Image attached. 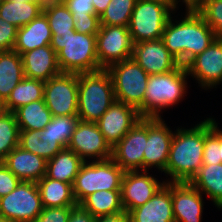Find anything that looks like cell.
<instances>
[{"mask_svg": "<svg viewBox=\"0 0 222 222\" xmlns=\"http://www.w3.org/2000/svg\"><path fill=\"white\" fill-rule=\"evenodd\" d=\"M172 21L170 17L161 39L181 65L186 66L217 38L194 7H186V15L181 21Z\"/></svg>", "mask_w": 222, "mask_h": 222, "instance_id": "6da1fadb", "label": "cell"}, {"mask_svg": "<svg viewBox=\"0 0 222 222\" xmlns=\"http://www.w3.org/2000/svg\"><path fill=\"white\" fill-rule=\"evenodd\" d=\"M205 119L193 128H178L173 135L165 174L168 182H190L203 165Z\"/></svg>", "mask_w": 222, "mask_h": 222, "instance_id": "7a4b0ae2", "label": "cell"}, {"mask_svg": "<svg viewBox=\"0 0 222 222\" xmlns=\"http://www.w3.org/2000/svg\"><path fill=\"white\" fill-rule=\"evenodd\" d=\"M50 46L57 53L62 73H86L102 69L98 64L96 35L77 31L52 35Z\"/></svg>", "mask_w": 222, "mask_h": 222, "instance_id": "3957f363", "label": "cell"}, {"mask_svg": "<svg viewBox=\"0 0 222 222\" xmlns=\"http://www.w3.org/2000/svg\"><path fill=\"white\" fill-rule=\"evenodd\" d=\"M112 77L107 69L78 74V117L97 122L115 102Z\"/></svg>", "mask_w": 222, "mask_h": 222, "instance_id": "277c9868", "label": "cell"}, {"mask_svg": "<svg viewBox=\"0 0 222 222\" xmlns=\"http://www.w3.org/2000/svg\"><path fill=\"white\" fill-rule=\"evenodd\" d=\"M79 120L78 115L52 116L51 121L41 131L20 130L19 146L46 160L52 159L68 147Z\"/></svg>", "mask_w": 222, "mask_h": 222, "instance_id": "5b68a950", "label": "cell"}, {"mask_svg": "<svg viewBox=\"0 0 222 222\" xmlns=\"http://www.w3.org/2000/svg\"><path fill=\"white\" fill-rule=\"evenodd\" d=\"M188 72L179 65L173 71L149 75L143 99V118H161L163 108L177 104L186 93Z\"/></svg>", "mask_w": 222, "mask_h": 222, "instance_id": "8992f818", "label": "cell"}, {"mask_svg": "<svg viewBox=\"0 0 222 222\" xmlns=\"http://www.w3.org/2000/svg\"><path fill=\"white\" fill-rule=\"evenodd\" d=\"M124 173L112 159L83 162L72 185L77 204L96 191L121 190Z\"/></svg>", "mask_w": 222, "mask_h": 222, "instance_id": "52a82bcc", "label": "cell"}, {"mask_svg": "<svg viewBox=\"0 0 222 222\" xmlns=\"http://www.w3.org/2000/svg\"><path fill=\"white\" fill-rule=\"evenodd\" d=\"M107 70L112 77L115 99L135 107L143 118V99L149 75L132 58L116 62Z\"/></svg>", "mask_w": 222, "mask_h": 222, "instance_id": "ba28073f", "label": "cell"}, {"mask_svg": "<svg viewBox=\"0 0 222 222\" xmlns=\"http://www.w3.org/2000/svg\"><path fill=\"white\" fill-rule=\"evenodd\" d=\"M171 10L158 2L137 0L128 25L134 44L161 39Z\"/></svg>", "mask_w": 222, "mask_h": 222, "instance_id": "9c48e42d", "label": "cell"}, {"mask_svg": "<svg viewBox=\"0 0 222 222\" xmlns=\"http://www.w3.org/2000/svg\"><path fill=\"white\" fill-rule=\"evenodd\" d=\"M42 209L36 182L21 181L8 195L0 197V216L11 222H33Z\"/></svg>", "mask_w": 222, "mask_h": 222, "instance_id": "30bf717a", "label": "cell"}, {"mask_svg": "<svg viewBox=\"0 0 222 222\" xmlns=\"http://www.w3.org/2000/svg\"><path fill=\"white\" fill-rule=\"evenodd\" d=\"M44 101L52 116L78 115V74L61 72L46 81Z\"/></svg>", "mask_w": 222, "mask_h": 222, "instance_id": "8fae6325", "label": "cell"}, {"mask_svg": "<svg viewBox=\"0 0 222 222\" xmlns=\"http://www.w3.org/2000/svg\"><path fill=\"white\" fill-rule=\"evenodd\" d=\"M98 64L102 69L132 57L134 41L128 27L100 26L96 35Z\"/></svg>", "mask_w": 222, "mask_h": 222, "instance_id": "7c38bea8", "label": "cell"}, {"mask_svg": "<svg viewBox=\"0 0 222 222\" xmlns=\"http://www.w3.org/2000/svg\"><path fill=\"white\" fill-rule=\"evenodd\" d=\"M147 137V118H141L112 148L111 159L124 172L142 171Z\"/></svg>", "mask_w": 222, "mask_h": 222, "instance_id": "4fadbf2b", "label": "cell"}, {"mask_svg": "<svg viewBox=\"0 0 222 222\" xmlns=\"http://www.w3.org/2000/svg\"><path fill=\"white\" fill-rule=\"evenodd\" d=\"M67 148L77 154L84 162L88 158L96 157V161H101L111 159L112 156V148L106 142L95 122L79 120Z\"/></svg>", "mask_w": 222, "mask_h": 222, "instance_id": "5bb4252c", "label": "cell"}, {"mask_svg": "<svg viewBox=\"0 0 222 222\" xmlns=\"http://www.w3.org/2000/svg\"><path fill=\"white\" fill-rule=\"evenodd\" d=\"M161 118H147V145L144 149L143 170L153 166L164 172L174 133Z\"/></svg>", "mask_w": 222, "mask_h": 222, "instance_id": "9a60e30c", "label": "cell"}, {"mask_svg": "<svg viewBox=\"0 0 222 222\" xmlns=\"http://www.w3.org/2000/svg\"><path fill=\"white\" fill-rule=\"evenodd\" d=\"M141 118L135 107L115 100L96 123L113 148Z\"/></svg>", "mask_w": 222, "mask_h": 222, "instance_id": "2e32d148", "label": "cell"}, {"mask_svg": "<svg viewBox=\"0 0 222 222\" xmlns=\"http://www.w3.org/2000/svg\"><path fill=\"white\" fill-rule=\"evenodd\" d=\"M148 170L124 173L121 185V203L124 211L138 208L149 201L165 184L148 175Z\"/></svg>", "mask_w": 222, "mask_h": 222, "instance_id": "e0dca14e", "label": "cell"}, {"mask_svg": "<svg viewBox=\"0 0 222 222\" xmlns=\"http://www.w3.org/2000/svg\"><path fill=\"white\" fill-rule=\"evenodd\" d=\"M188 75L196 78L202 88H213L222 82V38H216L187 65Z\"/></svg>", "mask_w": 222, "mask_h": 222, "instance_id": "ac0fdd59", "label": "cell"}, {"mask_svg": "<svg viewBox=\"0 0 222 222\" xmlns=\"http://www.w3.org/2000/svg\"><path fill=\"white\" fill-rule=\"evenodd\" d=\"M134 59L148 75L162 74L176 69L180 63L165 47L162 39L134 44Z\"/></svg>", "mask_w": 222, "mask_h": 222, "instance_id": "d6986e66", "label": "cell"}, {"mask_svg": "<svg viewBox=\"0 0 222 222\" xmlns=\"http://www.w3.org/2000/svg\"><path fill=\"white\" fill-rule=\"evenodd\" d=\"M171 190L175 222H201L203 197L189 182H165Z\"/></svg>", "mask_w": 222, "mask_h": 222, "instance_id": "ffe728a7", "label": "cell"}, {"mask_svg": "<svg viewBox=\"0 0 222 222\" xmlns=\"http://www.w3.org/2000/svg\"><path fill=\"white\" fill-rule=\"evenodd\" d=\"M2 162L20 181L37 183L46 174L47 160L20 146L14 148Z\"/></svg>", "mask_w": 222, "mask_h": 222, "instance_id": "44dd1931", "label": "cell"}, {"mask_svg": "<svg viewBox=\"0 0 222 222\" xmlns=\"http://www.w3.org/2000/svg\"><path fill=\"white\" fill-rule=\"evenodd\" d=\"M21 58L25 77L46 82L61 73L57 53L50 45L22 53Z\"/></svg>", "mask_w": 222, "mask_h": 222, "instance_id": "7402d4cb", "label": "cell"}, {"mask_svg": "<svg viewBox=\"0 0 222 222\" xmlns=\"http://www.w3.org/2000/svg\"><path fill=\"white\" fill-rule=\"evenodd\" d=\"M128 215L130 222H175L171 190L164 184L149 201Z\"/></svg>", "mask_w": 222, "mask_h": 222, "instance_id": "603a6c76", "label": "cell"}, {"mask_svg": "<svg viewBox=\"0 0 222 222\" xmlns=\"http://www.w3.org/2000/svg\"><path fill=\"white\" fill-rule=\"evenodd\" d=\"M52 32L44 13L33 19L29 24L17 29L16 42L13 50L20 55L45 45H50Z\"/></svg>", "mask_w": 222, "mask_h": 222, "instance_id": "cb8c5ba5", "label": "cell"}, {"mask_svg": "<svg viewBox=\"0 0 222 222\" xmlns=\"http://www.w3.org/2000/svg\"><path fill=\"white\" fill-rule=\"evenodd\" d=\"M24 77L21 55L15 50L0 51V99L5 102Z\"/></svg>", "mask_w": 222, "mask_h": 222, "instance_id": "d4e9b609", "label": "cell"}, {"mask_svg": "<svg viewBox=\"0 0 222 222\" xmlns=\"http://www.w3.org/2000/svg\"><path fill=\"white\" fill-rule=\"evenodd\" d=\"M37 186L44 208L75 207L78 205L73 194L72 184L44 176L37 182Z\"/></svg>", "mask_w": 222, "mask_h": 222, "instance_id": "484cf974", "label": "cell"}, {"mask_svg": "<svg viewBox=\"0 0 222 222\" xmlns=\"http://www.w3.org/2000/svg\"><path fill=\"white\" fill-rule=\"evenodd\" d=\"M189 183L222 208V163L203 164Z\"/></svg>", "mask_w": 222, "mask_h": 222, "instance_id": "4316f807", "label": "cell"}, {"mask_svg": "<svg viewBox=\"0 0 222 222\" xmlns=\"http://www.w3.org/2000/svg\"><path fill=\"white\" fill-rule=\"evenodd\" d=\"M83 162L72 150L64 148L52 159L47 160L45 176L73 185Z\"/></svg>", "mask_w": 222, "mask_h": 222, "instance_id": "83f0119b", "label": "cell"}, {"mask_svg": "<svg viewBox=\"0 0 222 222\" xmlns=\"http://www.w3.org/2000/svg\"><path fill=\"white\" fill-rule=\"evenodd\" d=\"M43 13L37 1L0 0V17L17 28L29 24Z\"/></svg>", "mask_w": 222, "mask_h": 222, "instance_id": "f1b7e54d", "label": "cell"}, {"mask_svg": "<svg viewBox=\"0 0 222 222\" xmlns=\"http://www.w3.org/2000/svg\"><path fill=\"white\" fill-rule=\"evenodd\" d=\"M95 218L124 211L121 203V190H101L87 196L80 204Z\"/></svg>", "mask_w": 222, "mask_h": 222, "instance_id": "f546056e", "label": "cell"}, {"mask_svg": "<svg viewBox=\"0 0 222 222\" xmlns=\"http://www.w3.org/2000/svg\"><path fill=\"white\" fill-rule=\"evenodd\" d=\"M19 130L41 131L51 121L52 114L44 99L23 105L14 112Z\"/></svg>", "mask_w": 222, "mask_h": 222, "instance_id": "4dcf8cb0", "label": "cell"}, {"mask_svg": "<svg viewBox=\"0 0 222 222\" xmlns=\"http://www.w3.org/2000/svg\"><path fill=\"white\" fill-rule=\"evenodd\" d=\"M44 86V81L24 77L5 101L7 112L13 113L23 105L44 99Z\"/></svg>", "mask_w": 222, "mask_h": 222, "instance_id": "1f68e13d", "label": "cell"}, {"mask_svg": "<svg viewBox=\"0 0 222 222\" xmlns=\"http://www.w3.org/2000/svg\"><path fill=\"white\" fill-rule=\"evenodd\" d=\"M43 13L48 20L52 35L62 37L76 31L75 20L64 2L44 7Z\"/></svg>", "mask_w": 222, "mask_h": 222, "instance_id": "d6a6232c", "label": "cell"}, {"mask_svg": "<svg viewBox=\"0 0 222 222\" xmlns=\"http://www.w3.org/2000/svg\"><path fill=\"white\" fill-rule=\"evenodd\" d=\"M137 0H111L101 14L100 26L128 27Z\"/></svg>", "mask_w": 222, "mask_h": 222, "instance_id": "836d02e7", "label": "cell"}, {"mask_svg": "<svg viewBox=\"0 0 222 222\" xmlns=\"http://www.w3.org/2000/svg\"><path fill=\"white\" fill-rule=\"evenodd\" d=\"M19 133L14 113L6 112L0 117V161L19 146Z\"/></svg>", "mask_w": 222, "mask_h": 222, "instance_id": "e575fe53", "label": "cell"}, {"mask_svg": "<svg viewBox=\"0 0 222 222\" xmlns=\"http://www.w3.org/2000/svg\"><path fill=\"white\" fill-rule=\"evenodd\" d=\"M217 124L213 118H207L205 120L203 164H221L219 153L220 130Z\"/></svg>", "mask_w": 222, "mask_h": 222, "instance_id": "d590c367", "label": "cell"}, {"mask_svg": "<svg viewBox=\"0 0 222 222\" xmlns=\"http://www.w3.org/2000/svg\"><path fill=\"white\" fill-rule=\"evenodd\" d=\"M194 9L213 29L217 38H222V0H200Z\"/></svg>", "mask_w": 222, "mask_h": 222, "instance_id": "8d00e7d4", "label": "cell"}, {"mask_svg": "<svg viewBox=\"0 0 222 222\" xmlns=\"http://www.w3.org/2000/svg\"><path fill=\"white\" fill-rule=\"evenodd\" d=\"M73 207H48L33 222H68Z\"/></svg>", "mask_w": 222, "mask_h": 222, "instance_id": "74e56055", "label": "cell"}, {"mask_svg": "<svg viewBox=\"0 0 222 222\" xmlns=\"http://www.w3.org/2000/svg\"><path fill=\"white\" fill-rule=\"evenodd\" d=\"M63 2L72 13L74 20L78 17L98 16L95 15L93 0H64Z\"/></svg>", "mask_w": 222, "mask_h": 222, "instance_id": "f35d334b", "label": "cell"}, {"mask_svg": "<svg viewBox=\"0 0 222 222\" xmlns=\"http://www.w3.org/2000/svg\"><path fill=\"white\" fill-rule=\"evenodd\" d=\"M17 29V27L0 17V51L13 50Z\"/></svg>", "mask_w": 222, "mask_h": 222, "instance_id": "ab89813d", "label": "cell"}, {"mask_svg": "<svg viewBox=\"0 0 222 222\" xmlns=\"http://www.w3.org/2000/svg\"><path fill=\"white\" fill-rule=\"evenodd\" d=\"M21 181L0 161V197L8 195Z\"/></svg>", "mask_w": 222, "mask_h": 222, "instance_id": "60d3db41", "label": "cell"}, {"mask_svg": "<svg viewBox=\"0 0 222 222\" xmlns=\"http://www.w3.org/2000/svg\"><path fill=\"white\" fill-rule=\"evenodd\" d=\"M74 28L83 34L97 35L100 28L99 16L78 17L75 20Z\"/></svg>", "mask_w": 222, "mask_h": 222, "instance_id": "b9f144b4", "label": "cell"}, {"mask_svg": "<svg viewBox=\"0 0 222 222\" xmlns=\"http://www.w3.org/2000/svg\"><path fill=\"white\" fill-rule=\"evenodd\" d=\"M68 222H95V217L77 205L71 209Z\"/></svg>", "mask_w": 222, "mask_h": 222, "instance_id": "7bdbcfd3", "label": "cell"}, {"mask_svg": "<svg viewBox=\"0 0 222 222\" xmlns=\"http://www.w3.org/2000/svg\"><path fill=\"white\" fill-rule=\"evenodd\" d=\"M95 222H130V219L128 213L122 211L113 215L96 217Z\"/></svg>", "mask_w": 222, "mask_h": 222, "instance_id": "ee69618b", "label": "cell"}, {"mask_svg": "<svg viewBox=\"0 0 222 222\" xmlns=\"http://www.w3.org/2000/svg\"><path fill=\"white\" fill-rule=\"evenodd\" d=\"M111 0H93V7L95 9V15L99 17L106 10Z\"/></svg>", "mask_w": 222, "mask_h": 222, "instance_id": "f6af8a7d", "label": "cell"}, {"mask_svg": "<svg viewBox=\"0 0 222 222\" xmlns=\"http://www.w3.org/2000/svg\"><path fill=\"white\" fill-rule=\"evenodd\" d=\"M143 1H152L167 5L172 9L171 12H173V10L175 11V9L177 8L176 6L178 4L177 0H143Z\"/></svg>", "mask_w": 222, "mask_h": 222, "instance_id": "bcb514c9", "label": "cell"}, {"mask_svg": "<svg viewBox=\"0 0 222 222\" xmlns=\"http://www.w3.org/2000/svg\"><path fill=\"white\" fill-rule=\"evenodd\" d=\"M43 8L49 5L62 3L64 0H36Z\"/></svg>", "mask_w": 222, "mask_h": 222, "instance_id": "7dc6e473", "label": "cell"}, {"mask_svg": "<svg viewBox=\"0 0 222 222\" xmlns=\"http://www.w3.org/2000/svg\"><path fill=\"white\" fill-rule=\"evenodd\" d=\"M200 0H183L186 7H194Z\"/></svg>", "mask_w": 222, "mask_h": 222, "instance_id": "c3c4849f", "label": "cell"}, {"mask_svg": "<svg viewBox=\"0 0 222 222\" xmlns=\"http://www.w3.org/2000/svg\"><path fill=\"white\" fill-rule=\"evenodd\" d=\"M7 112L5 108V102L0 99V117H2Z\"/></svg>", "mask_w": 222, "mask_h": 222, "instance_id": "681fc988", "label": "cell"}, {"mask_svg": "<svg viewBox=\"0 0 222 222\" xmlns=\"http://www.w3.org/2000/svg\"><path fill=\"white\" fill-rule=\"evenodd\" d=\"M219 153H220V158H221V163H222V131L220 130V147H219Z\"/></svg>", "mask_w": 222, "mask_h": 222, "instance_id": "f907efd6", "label": "cell"}, {"mask_svg": "<svg viewBox=\"0 0 222 222\" xmlns=\"http://www.w3.org/2000/svg\"><path fill=\"white\" fill-rule=\"evenodd\" d=\"M0 222H11V221H8L0 216Z\"/></svg>", "mask_w": 222, "mask_h": 222, "instance_id": "816d5d0a", "label": "cell"}, {"mask_svg": "<svg viewBox=\"0 0 222 222\" xmlns=\"http://www.w3.org/2000/svg\"><path fill=\"white\" fill-rule=\"evenodd\" d=\"M16 1H26V2H29V1H36V0H16Z\"/></svg>", "mask_w": 222, "mask_h": 222, "instance_id": "f5cc1de1", "label": "cell"}]
</instances>
